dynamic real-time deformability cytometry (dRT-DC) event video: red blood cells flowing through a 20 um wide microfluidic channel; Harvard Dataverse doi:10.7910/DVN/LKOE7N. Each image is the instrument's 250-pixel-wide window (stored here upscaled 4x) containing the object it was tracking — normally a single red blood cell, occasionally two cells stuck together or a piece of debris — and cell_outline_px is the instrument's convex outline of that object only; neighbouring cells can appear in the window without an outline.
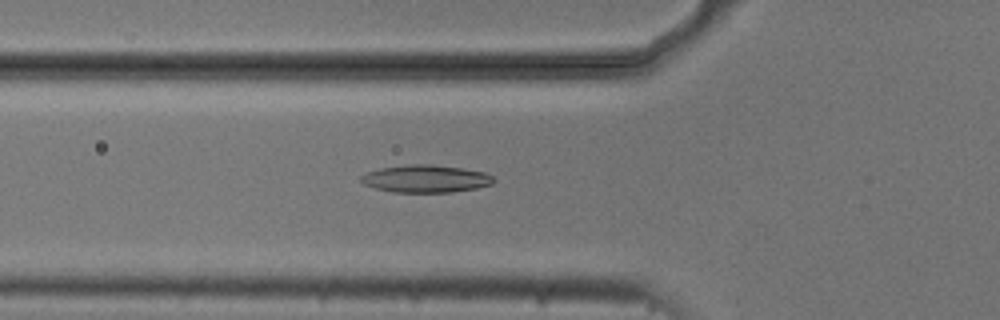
{"species": "common noctule bat (a hibernating species)", "species_latin": "Nyctalus noctula", "temperature_condition": "cold", "stored_images_in_passage": 54, "camera_frame_rate_fps": 3000, "um_per_image_px": 0.085, "animal": {"sex": "male", "body_mass_g": 20.5, "forearm_length_mm": 52.5}, "frame": {"image": 1, "passage_image": 19, "time_ms": 6.0, "image_size_px": [1000, 320], "cell_outline_px": [[496, 180], [492, 184], [476, 188], [452, 192], [392, 192], [376, 188], [364, 184], [360, 180], [360, 176], [364, 172], [380, 168], [412, 164], [428, 164], [460, 168], [484, 172], [492, 176]], "centroid_in_image_um": [36.16, 15.19], "position_along_channel_um": 89.6, "area_um2": 21.21}}
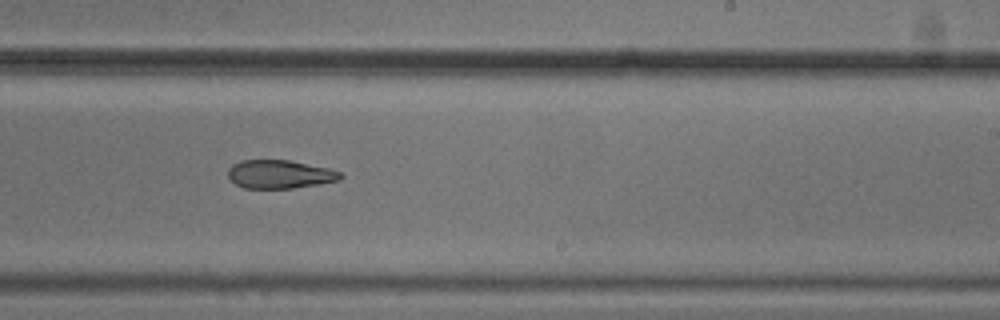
{"frame": {"image": 2, "passage_image": 33, "time_ms": 10.667, "image_size_px": [1000, 320], "cell_outline_px": [[344, 176], [340, 180], [320, 184], [292, 188], [244, 188], [236, 184], [228, 176], [228, 168], [232, 164], [240, 160], [288, 160], [328, 168], [340, 172]], "centroid_in_image_um": [23.78, 14.81], "position_along_channel_um": 265.2, "area_um2": 18.61}}
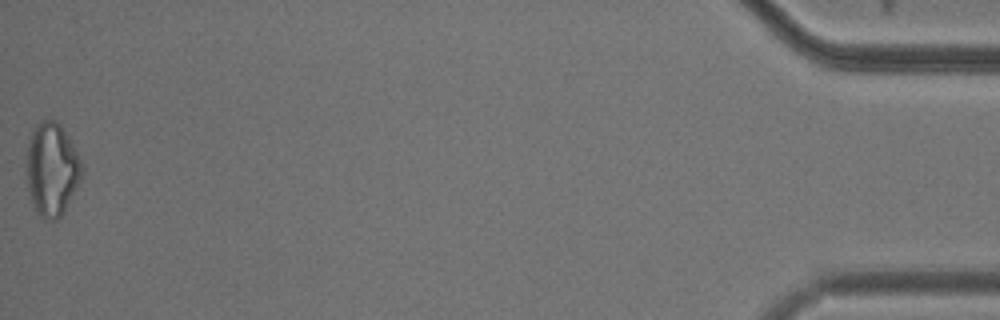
{"frame": {"image": 3, "passage_image": 54, "time_ms": 17.667, "image_size_px": [1000, 320], "cell_outline_px": [[84, 172], [64, 212], [56, 220], [44, 220], [36, 212], [28, 188], [28, 144], [32, 128], [36, 124], [44, 120], [56, 120], [60, 124], [68, 136], [84, 168]], "centroid_in_image_um": [4.42, 14.39], "position_along_channel_um": 430.8, "area_um2": 29.71}, "authors_computed_cell_mechanics": {"area_um2": 21.1548, "velocity_mm_per_s": 3.7525, "shape_relaxation_time_tau1_ms": null, "shape_relaxation_time_tau2_ms": 10.0788, "deformation_change_tau1": null, "deformation_change_tau2": 0.2095}}